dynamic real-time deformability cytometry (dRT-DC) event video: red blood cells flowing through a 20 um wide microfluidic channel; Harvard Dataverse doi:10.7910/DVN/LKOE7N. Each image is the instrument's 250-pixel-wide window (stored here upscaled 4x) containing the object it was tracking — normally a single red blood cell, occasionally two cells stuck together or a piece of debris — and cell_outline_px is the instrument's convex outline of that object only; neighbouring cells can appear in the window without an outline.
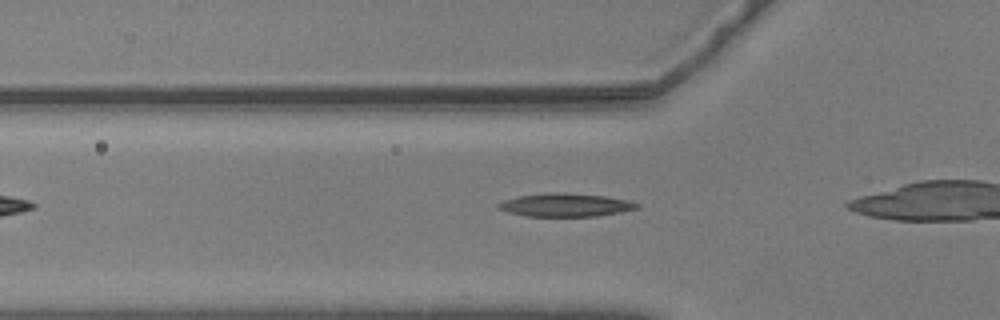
{"species": "common noctule bat (a hibernating species)", "species_latin": "Nyctalus noctula", "temperature_condition": "warm", "stored_images_in_passage": 26, "camera_frame_rate_fps": 3000, "um_per_image_px": 0.085, "animal": {"sex": "male", "body_mass_g": 20.5, "forearm_length_mm": 52.5}, "frame": {"image": 1, "passage_image": 3, "time_ms": 0.667, "image_size_px": [1000, 320], "cell_outline_px": [[640, 208], [620, 212], [596, 216], [524, 216], [508, 212], [496, 208], [496, 204], [504, 200], [520, 196], [548, 192], [564, 192], [604, 196], [628, 200], [640, 204]], "centroid_in_image_um": [48.05, 17.42], "position_along_channel_um": 77.7, "area_um2": 18.84}}
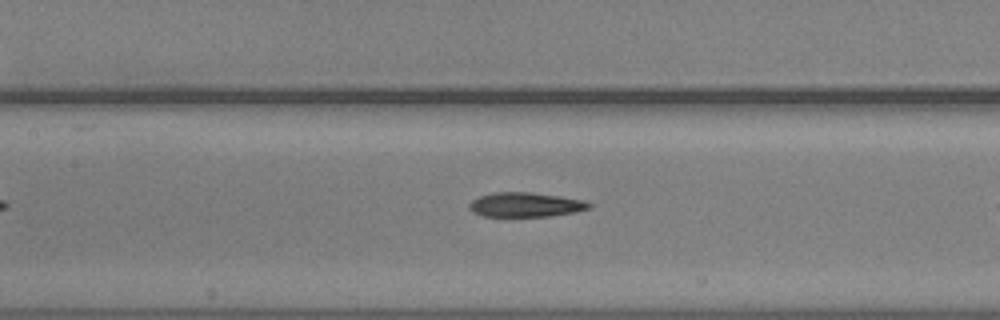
{"frame": {"image": 2, "passage_image": 10, "time_ms": 3.0, "image_size_px": [1000, 320], "cell_outline_px": [[592, 208], [576, 212], [548, 216], [484, 216], [472, 212], [468, 208], [468, 204], [472, 200], [480, 196], [492, 192], [532, 192], [560, 196], [584, 200], [592, 204]], "centroid_in_image_um": [44.68, 17.39], "position_along_channel_um": 162.7, "area_um2": 17.22}}
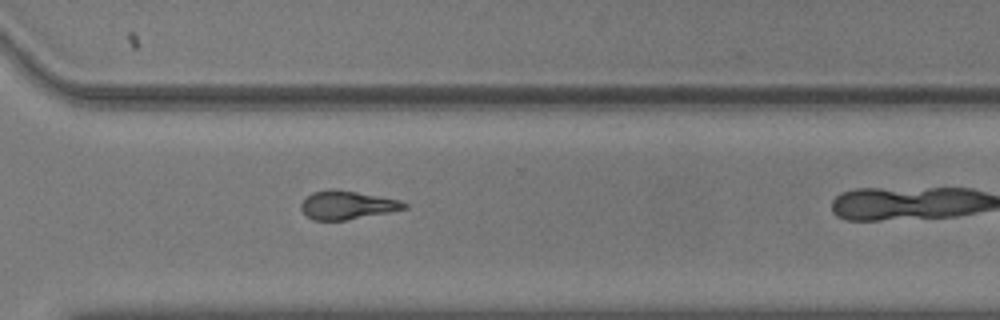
{"frame": {"image": 3, "passage_image": 25, "time_ms": 8.0, "image_size_px": [1000, 320], "cell_outline_px": [[408, 208], [388, 212], [344, 220], [312, 220], [300, 208], [300, 204], [312, 192], [328, 188], [332, 188], [356, 192], [400, 200], [408, 204]], "centroid_in_image_um": [29.48, 17.42], "position_along_channel_um": 341.1, "area_um2": 16.94}}